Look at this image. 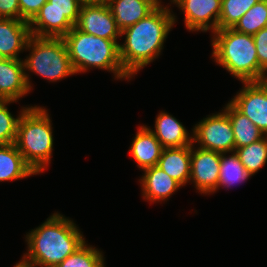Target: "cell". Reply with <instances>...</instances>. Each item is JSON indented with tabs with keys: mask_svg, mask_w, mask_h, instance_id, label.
I'll return each instance as SVG.
<instances>
[{
	"mask_svg": "<svg viewBox=\"0 0 267 267\" xmlns=\"http://www.w3.org/2000/svg\"><path fill=\"white\" fill-rule=\"evenodd\" d=\"M36 175L14 143L0 145V182Z\"/></svg>",
	"mask_w": 267,
	"mask_h": 267,
	"instance_id": "cell-20",
	"label": "cell"
},
{
	"mask_svg": "<svg viewBox=\"0 0 267 267\" xmlns=\"http://www.w3.org/2000/svg\"><path fill=\"white\" fill-rule=\"evenodd\" d=\"M120 31L147 17L161 0H105Z\"/></svg>",
	"mask_w": 267,
	"mask_h": 267,
	"instance_id": "cell-15",
	"label": "cell"
},
{
	"mask_svg": "<svg viewBox=\"0 0 267 267\" xmlns=\"http://www.w3.org/2000/svg\"><path fill=\"white\" fill-rule=\"evenodd\" d=\"M14 267H37V266L34 263L26 260L22 256V259Z\"/></svg>",
	"mask_w": 267,
	"mask_h": 267,
	"instance_id": "cell-31",
	"label": "cell"
},
{
	"mask_svg": "<svg viewBox=\"0 0 267 267\" xmlns=\"http://www.w3.org/2000/svg\"><path fill=\"white\" fill-rule=\"evenodd\" d=\"M63 40L76 74L87 72L94 67L112 72L117 80L131 79L120 62L117 40L87 34L75 26L63 37Z\"/></svg>",
	"mask_w": 267,
	"mask_h": 267,
	"instance_id": "cell-4",
	"label": "cell"
},
{
	"mask_svg": "<svg viewBox=\"0 0 267 267\" xmlns=\"http://www.w3.org/2000/svg\"><path fill=\"white\" fill-rule=\"evenodd\" d=\"M0 18L20 20L19 0H0Z\"/></svg>",
	"mask_w": 267,
	"mask_h": 267,
	"instance_id": "cell-30",
	"label": "cell"
},
{
	"mask_svg": "<svg viewBox=\"0 0 267 267\" xmlns=\"http://www.w3.org/2000/svg\"><path fill=\"white\" fill-rule=\"evenodd\" d=\"M136 133L129 148V154L137 163V167L143 171L158 164L164 147L150 131V127L142 125Z\"/></svg>",
	"mask_w": 267,
	"mask_h": 267,
	"instance_id": "cell-17",
	"label": "cell"
},
{
	"mask_svg": "<svg viewBox=\"0 0 267 267\" xmlns=\"http://www.w3.org/2000/svg\"><path fill=\"white\" fill-rule=\"evenodd\" d=\"M231 154V156H226L227 153H221L218 189L220 187L231 188L234 184L243 183L251 177L235 151Z\"/></svg>",
	"mask_w": 267,
	"mask_h": 267,
	"instance_id": "cell-23",
	"label": "cell"
},
{
	"mask_svg": "<svg viewBox=\"0 0 267 267\" xmlns=\"http://www.w3.org/2000/svg\"><path fill=\"white\" fill-rule=\"evenodd\" d=\"M4 59V57L0 54V62Z\"/></svg>",
	"mask_w": 267,
	"mask_h": 267,
	"instance_id": "cell-33",
	"label": "cell"
},
{
	"mask_svg": "<svg viewBox=\"0 0 267 267\" xmlns=\"http://www.w3.org/2000/svg\"><path fill=\"white\" fill-rule=\"evenodd\" d=\"M212 34V56L217 64L241 82L267 80V74L259 67L253 35L233 28L218 29Z\"/></svg>",
	"mask_w": 267,
	"mask_h": 267,
	"instance_id": "cell-3",
	"label": "cell"
},
{
	"mask_svg": "<svg viewBox=\"0 0 267 267\" xmlns=\"http://www.w3.org/2000/svg\"><path fill=\"white\" fill-rule=\"evenodd\" d=\"M55 267H105L102 251L86 242Z\"/></svg>",
	"mask_w": 267,
	"mask_h": 267,
	"instance_id": "cell-25",
	"label": "cell"
},
{
	"mask_svg": "<svg viewBox=\"0 0 267 267\" xmlns=\"http://www.w3.org/2000/svg\"><path fill=\"white\" fill-rule=\"evenodd\" d=\"M84 33L108 40L121 38L112 12L105 0L83 2L77 23L74 25Z\"/></svg>",
	"mask_w": 267,
	"mask_h": 267,
	"instance_id": "cell-9",
	"label": "cell"
},
{
	"mask_svg": "<svg viewBox=\"0 0 267 267\" xmlns=\"http://www.w3.org/2000/svg\"><path fill=\"white\" fill-rule=\"evenodd\" d=\"M222 110L228 114L232 124L235 149L247 146L265 136L247 116L238 111L230 102Z\"/></svg>",
	"mask_w": 267,
	"mask_h": 267,
	"instance_id": "cell-21",
	"label": "cell"
},
{
	"mask_svg": "<svg viewBox=\"0 0 267 267\" xmlns=\"http://www.w3.org/2000/svg\"><path fill=\"white\" fill-rule=\"evenodd\" d=\"M221 153L191 145V183L202 194L218 190Z\"/></svg>",
	"mask_w": 267,
	"mask_h": 267,
	"instance_id": "cell-11",
	"label": "cell"
},
{
	"mask_svg": "<svg viewBox=\"0 0 267 267\" xmlns=\"http://www.w3.org/2000/svg\"><path fill=\"white\" fill-rule=\"evenodd\" d=\"M155 130L150 131L164 148L183 147L193 144V136H189L180 121L167 112H160L155 119Z\"/></svg>",
	"mask_w": 267,
	"mask_h": 267,
	"instance_id": "cell-18",
	"label": "cell"
},
{
	"mask_svg": "<svg viewBox=\"0 0 267 267\" xmlns=\"http://www.w3.org/2000/svg\"><path fill=\"white\" fill-rule=\"evenodd\" d=\"M82 2H94L95 0H81Z\"/></svg>",
	"mask_w": 267,
	"mask_h": 267,
	"instance_id": "cell-32",
	"label": "cell"
},
{
	"mask_svg": "<svg viewBox=\"0 0 267 267\" xmlns=\"http://www.w3.org/2000/svg\"><path fill=\"white\" fill-rule=\"evenodd\" d=\"M12 102L17 101L0 100V145L15 143L20 116L28 108L23 107L17 118H14L7 108V105Z\"/></svg>",
	"mask_w": 267,
	"mask_h": 267,
	"instance_id": "cell-27",
	"label": "cell"
},
{
	"mask_svg": "<svg viewBox=\"0 0 267 267\" xmlns=\"http://www.w3.org/2000/svg\"><path fill=\"white\" fill-rule=\"evenodd\" d=\"M235 153L250 176L267 163V135L247 146L236 148Z\"/></svg>",
	"mask_w": 267,
	"mask_h": 267,
	"instance_id": "cell-22",
	"label": "cell"
},
{
	"mask_svg": "<svg viewBox=\"0 0 267 267\" xmlns=\"http://www.w3.org/2000/svg\"><path fill=\"white\" fill-rule=\"evenodd\" d=\"M29 92L23 60L4 58L0 62V100L18 101Z\"/></svg>",
	"mask_w": 267,
	"mask_h": 267,
	"instance_id": "cell-14",
	"label": "cell"
},
{
	"mask_svg": "<svg viewBox=\"0 0 267 267\" xmlns=\"http://www.w3.org/2000/svg\"><path fill=\"white\" fill-rule=\"evenodd\" d=\"M184 13V22L189 31L207 32L218 30L222 0H170Z\"/></svg>",
	"mask_w": 267,
	"mask_h": 267,
	"instance_id": "cell-12",
	"label": "cell"
},
{
	"mask_svg": "<svg viewBox=\"0 0 267 267\" xmlns=\"http://www.w3.org/2000/svg\"><path fill=\"white\" fill-rule=\"evenodd\" d=\"M242 84L230 103L267 135V80Z\"/></svg>",
	"mask_w": 267,
	"mask_h": 267,
	"instance_id": "cell-10",
	"label": "cell"
},
{
	"mask_svg": "<svg viewBox=\"0 0 267 267\" xmlns=\"http://www.w3.org/2000/svg\"><path fill=\"white\" fill-rule=\"evenodd\" d=\"M157 166L185 186L191 174V145L164 148Z\"/></svg>",
	"mask_w": 267,
	"mask_h": 267,
	"instance_id": "cell-19",
	"label": "cell"
},
{
	"mask_svg": "<svg viewBox=\"0 0 267 267\" xmlns=\"http://www.w3.org/2000/svg\"><path fill=\"white\" fill-rule=\"evenodd\" d=\"M267 27V0L254 4L232 27L240 33L255 35Z\"/></svg>",
	"mask_w": 267,
	"mask_h": 267,
	"instance_id": "cell-24",
	"label": "cell"
},
{
	"mask_svg": "<svg viewBox=\"0 0 267 267\" xmlns=\"http://www.w3.org/2000/svg\"><path fill=\"white\" fill-rule=\"evenodd\" d=\"M260 0H222L218 29L232 28Z\"/></svg>",
	"mask_w": 267,
	"mask_h": 267,
	"instance_id": "cell-26",
	"label": "cell"
},
{
	"mask_svg": "<svg viewBox=\"0 0 267 267\" xmlns=\"http://www.w3.org/2000/svg\"><path fill=\"white\" fill-rule=\"evenodd\" d=\"M162 3L147 17L121 31L125 35L119 44V58L124 71L132 78L139 70L158 58L176 17Z\"/></svg>",
	"mask_w": 267,
	"mask_h": 267,
	"instance_id": "cell-1",
	"label": "cell"
},
{
	"mask_svg": "<svg viewBox=\"0 0 267 267\" xmlns=\"http://www.w3.org/2000/svg\"><path fill=\"white\" fill-rule=\"evenodd\" d=\"M25 50H31L29 56L23 60L25 79L30 91L32 84L27 73L28 71L40 75L44 79L49 80V82H56L76 74L63 38L36 37L31 35Z\"/></svg>",
	"mask_w": 267,
	"mask_h": 267,
	"instance_id": "cell-6",
	"label": "cell"
},
{
	"mask_svg": "<svg viewBox=\"0 0 267 267\" xmlns=\"http://www.w3.org/2000/svg\"><path fill=\"white\" fill-rule=\"evenodd\" d=\"M84 238L72 220L56 212L26 235L23 257L39 267H55L78 250Z\"/></svg>",
	"mask_w": 267,
	"mask_h": 267,
	"instance_id": "cell-2",
	"label": "cell"
},
{
	"mask_svg": "<svg viewBox=\"0 0 267 267\" xmlns=\"http://www.w3.org/2000/svg\"><path fill=\"white\" fill-rule=\"evenodd\" d=\"M139 179L142 186V197L149 202L166 201L182 185L168 176L157 165L143 170Z\"/></svg>",
	"mask_w": 267,
	"mask_h": 267,
	"instance_id": "cell-16",
	"label": "cell"
},
{
	"mask_svg": "<svg viewBox=\"0 0 267 267\" xmlns=\"http://www.w3.org/2000/svg\"><path fill=\"white\" fill-rule=\"evenodd\" d=\"M31 36L29 22L0 18V54L6 59H21L19 53L26 48Z\"/></svg>",
	"mask_w": 267,
	"mask_h": 267,
	"instance_id": "cell-13",
	"label": "cell"
},
{
	"mask_svg": "<svg viewBox=\"0 0 267 267\" xmlns=\"http://www.w3.org/2000/svg\"><path fill=\"white\" fill-rule=\"evenodd\" d=\"M259 67L267 74V27L253 35Z\"/></svg>",
	"mask_w": 267,
	"mask_h": 267,
	"instance_id": "cell-28",
	"label": "cell"
},
{
	"mask_svg": "<svg viewBox=\"0 0 267 267\" xmlns=\"http://www.w3.org/2000/svg\"><path fill=\"white\" fill-rule=\"evenodd\" d=\"M48 0H19L20 20L30 22Z\"/></svg>",
	"mask_w": 267,
	"mask_h": 267,
	"instance_id": "cell-29",
	"label": "cell"
},
{
	"mask_svg": "<svg viewBox=\"0 0 267 267\" xmlns=\"http://www.w3.org/2000/svg\"><path fill=\"white\" fill-rule=\"evenodd\" d=\"M46 108L29 106L20 116L15 145L26 163L40 174L49 165L53 151V130Z\"/></svg>",
	"mask_w": 267,
	"mask_h": 267,
	"instance_id": "cell-5",
	"label": "cell"
},
{
	"mask_svg": "<svg viewBox=\"0 0 267 267\" xmlns=\"http://www.w3.org/2000/svg\"><path fill=\"white\" fill-rule=\"evenodd\" d=\"M218 112L203 118L192 129L193 144L198 143L200 148L220 153L235 151V139L232 124L228 114Z\"/></svg>",
	"mask_w": 267,
	"mask_h": 267,
	"instance_id": "cell-8",
	"label": "cell"
},
{
	"mask_svg": "<svg viewBox=\"0 0 267 267\" xmlns=\"http://www.w3.org/2000/svg\"><path fill=\"white\" fill-rule=\"evenodd\" d=\"M82 4L81 0H48L29 22L31 35L63 38L77 23Z\"/></svg>",
	"mask_w": 267,
	"mask_h": 267,
	"instance_id": "cell-7",
	"label": "cell"
}]
</instances>
